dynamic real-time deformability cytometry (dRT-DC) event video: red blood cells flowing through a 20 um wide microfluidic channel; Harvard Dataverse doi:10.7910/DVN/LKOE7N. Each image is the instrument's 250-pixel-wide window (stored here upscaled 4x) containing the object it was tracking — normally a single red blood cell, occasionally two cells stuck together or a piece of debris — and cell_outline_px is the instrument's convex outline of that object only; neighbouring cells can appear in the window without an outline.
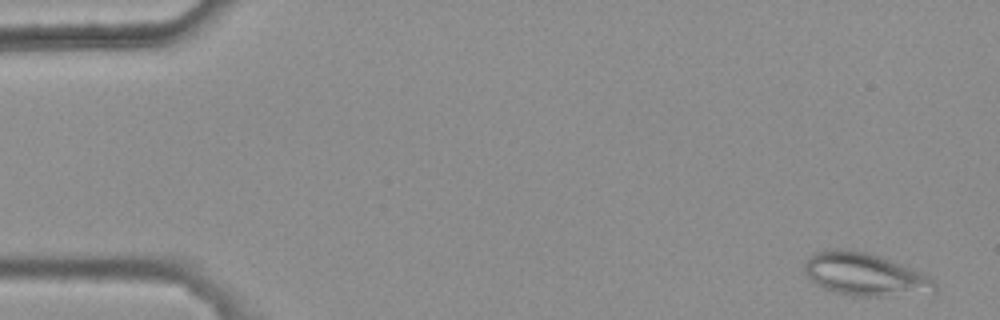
{"species": "common noctule bat (a hibernating species)", "species_latin": "Nyctalus noctula", "temperature_condition": "warm", "stored_images_in_passage": 6, "camera_frame_rate_fps": 3000, "um_per_image_px": 0.085, "animal": {"sex": "female", "body_mass_g": 25.1}, "frame": {"image": 1, "passage_image": 1, "time_ms": 0.0, "image_size_px": [1000, 320], "cell_outline_px": [[936, 292], [932, 296], [852, 296], [836, 292], [824, 288], [808, 280], [804, 268], [804, 264], [808, 256], [816, 252], [836, 248], [840, 248], [868, 252], [880, 256], [920, 272], [928, 276], [936, 284]], "centroid_in_image_um": [73.56, 23.36], "position_along_channel_um": 11.4, "area_um2": 33.06}}